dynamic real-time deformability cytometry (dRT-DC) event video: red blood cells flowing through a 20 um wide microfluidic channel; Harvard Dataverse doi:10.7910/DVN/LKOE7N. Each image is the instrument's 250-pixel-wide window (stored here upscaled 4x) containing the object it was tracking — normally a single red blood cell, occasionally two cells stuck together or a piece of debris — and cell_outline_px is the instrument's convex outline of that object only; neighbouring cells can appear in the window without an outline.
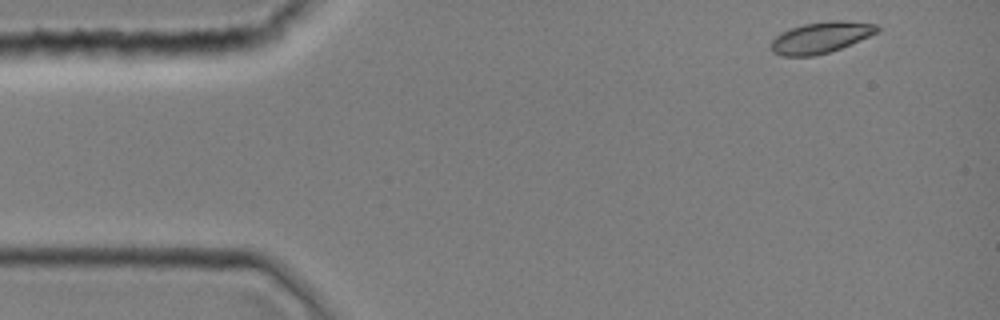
{"species": "common noctule bat (a hibernating species)", "species_latin": "Nyctalus noctula", "temperature_condition": "room temperature", "stored_images_in_passage": 40, "camera_frame_rate_fps": 3000, "um_per_image_px": 0.085, "animal": {"sex": "female", "body_mass_g": 19.0, "forearm_length_mm": 51.5}, "frame": {"image": 1, "passage_image": 1, "time_ms": 0.0, "image_size_px": [1000, 320], "cell_outline_px": [[880, 28], [876, 32], [868, 36], [840, 48], [828, 52], [812, 56], [780, 56], [772, 52], [772, 40], [780, 32], [804, 24], [832, 20], [840, 20], [876, 24]], "centroid_in_image_um": [69.73, 3.19], "position_along_channel_um": 15.3, "area_um2": 18.96}}
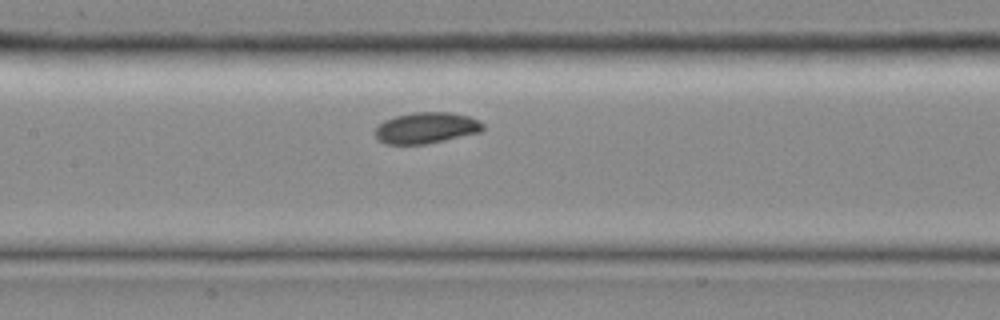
{"frame": {"image": 2, "passage_image": 18, "time_ms": 5.667, "image_size_px": [1000, 320], "cell_outline_px": [[484, 128], [480, 132], [428, 144], [384, 144], [376, 140], [376, 128], [384, 120], [396, 116], [412, 112], [452, 112], [468, 116], [480, 120], [484, 124]], "centroid_in_image_um": [36.24, 10.87], "position_along_channel_um": 171.2, "area_um2": 19.71}}
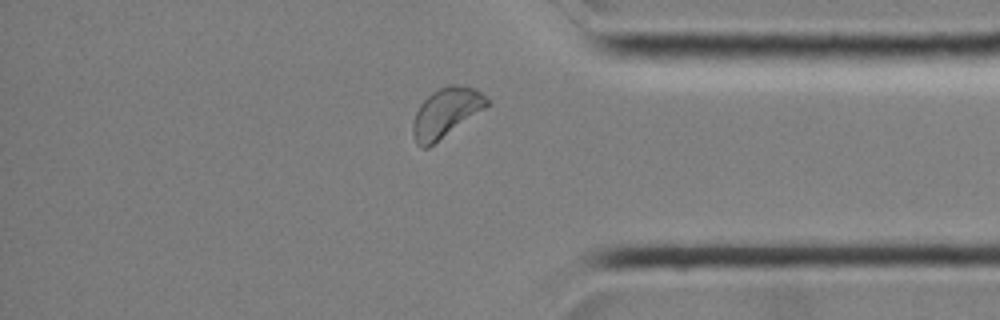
{"frame": {"image": 3, "passage_image": 34, "time_ms": 11.0, "image_size_px": [1000, 320], "cell_outline_px": [[492, 104], [428, 148], [420, 148], [416, 144], [412, 132], [412, 124], [416, 112], [420, 104], [432, 92], [448, 84], [456, 84], [476, 88], [492, 100]], "centroid_in_image_um": [37.95, 9.57], "position_along_channel_um": 397.3, "area_um2": 21.68}}